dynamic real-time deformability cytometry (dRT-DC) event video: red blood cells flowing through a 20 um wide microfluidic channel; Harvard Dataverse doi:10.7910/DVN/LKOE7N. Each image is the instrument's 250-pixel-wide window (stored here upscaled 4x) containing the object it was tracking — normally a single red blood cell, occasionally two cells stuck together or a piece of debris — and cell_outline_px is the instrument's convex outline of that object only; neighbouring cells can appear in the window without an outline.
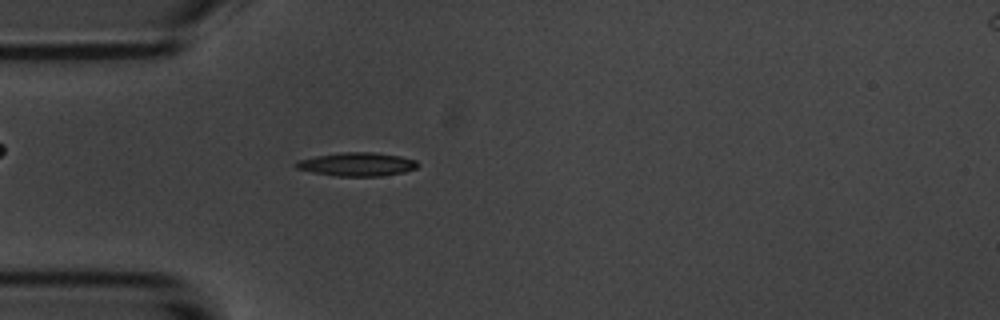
{"species": "common noctule bat (a hibernating species)", "species_latin": "Nyctalus noctula", "temperature_condition": "room temperature", "stored_images_in_passage": 5, "segment_of_instrument_passage": [1, 2], "camera_frame_rate_fps": 3000, "um_per_image_px": 0.085, "animal": {"sex": "male", "body_mass_g": 20.1, "forearm_length_mm": 53.5}, "frame": {"image": 1, "passage_image": 4, "time_ms": 3.667, "image_size_px": [1000, 320], "cell_outline_px": [[420, 164], [416, 168], [404, 172], [380, 176], [336, 176], [312, 172], [296, 168], [292, 164], [296, 160], [316, 156], [340, 152], [376, 152], [400, 156], [416, 160]], "centroid_in_image_um": [30.33, 13.96], "position_along_channel_um": 54.7, "area_um2": 16.88}}